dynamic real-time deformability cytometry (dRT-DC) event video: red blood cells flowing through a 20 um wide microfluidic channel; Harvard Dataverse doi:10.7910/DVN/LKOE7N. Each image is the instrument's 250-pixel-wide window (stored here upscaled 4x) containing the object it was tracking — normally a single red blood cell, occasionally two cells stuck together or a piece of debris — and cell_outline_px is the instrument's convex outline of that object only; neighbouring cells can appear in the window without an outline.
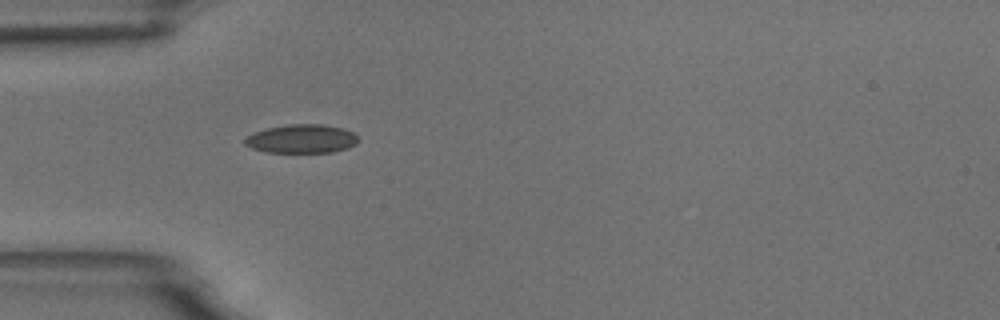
{"species": "common noctule bat (a hibernating species)", "species_latin": "Nyctalus noctula", "temperature_condition": "room temperature", "stored_images_in_passage": 23, "camera_frame_rate_fps": 3000, "um_per_image_px": 0.085, "animal": {"sex": "male", "body_mass_g": 18.8}, "frame": {"image": 1, "passage_image": 1, "time_ms": 0.0, "image_size_px": [1000, 320], "cell_outline_px": [[356, 144], [348, 148], [332, 152], [264, 152], [252, 148], [244, 144], [244, 140], [252, 132], [268, 128], [288, 124], [324, 124], [344, 128], [352, 132], [356, 136]], "centroid_in_image_um": [25.62, 11.79], "position_along_channel_um": 59.4, "area_um2": 18.96}}